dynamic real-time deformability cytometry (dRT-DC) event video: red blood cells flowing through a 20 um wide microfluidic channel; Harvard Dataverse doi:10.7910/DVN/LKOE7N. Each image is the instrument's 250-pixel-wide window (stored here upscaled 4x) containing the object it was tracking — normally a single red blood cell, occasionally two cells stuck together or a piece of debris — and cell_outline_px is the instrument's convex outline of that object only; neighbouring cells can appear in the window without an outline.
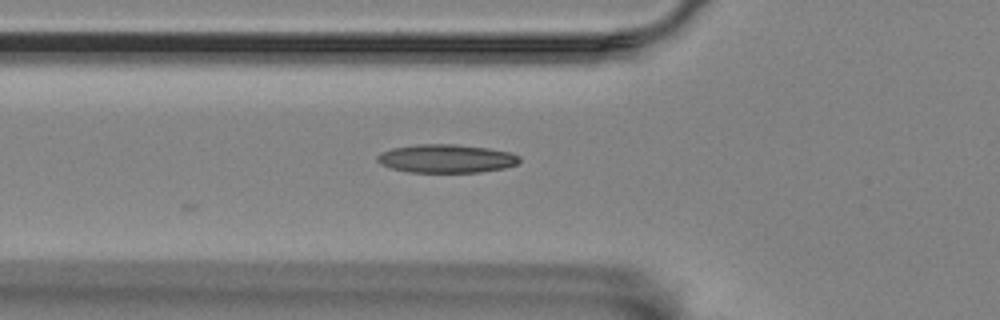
{"species": "Egyptian fruit bat (a non-hibernating species)", "species_latin": "Rousettus aegyptiacus", "temperature_condition": "room temperature", "stored_images_in_passage": 4, "camera_frame_rate_fps": 3000, "um_per_image_px": 0.085, "animal": {"sex": "female"}, "frame": {"image": 1, "passage_image": 4, "time_ms": 1.0, "image_size_px": [1000, 320], "cell_outline_px": [[520, 160], [516, 164], [504, 168], [480, 172], [408, 172], [392, 168], [380, 164], [376, 160], [376, 156], [392, 148], [416, 144], [456, 144], [488, 148], [508, 152], [520, 156]], "centroid_in_image_um": [37.92, 13.48], "position_along_channel_um": 87.9, "area_um2": 23.47}}